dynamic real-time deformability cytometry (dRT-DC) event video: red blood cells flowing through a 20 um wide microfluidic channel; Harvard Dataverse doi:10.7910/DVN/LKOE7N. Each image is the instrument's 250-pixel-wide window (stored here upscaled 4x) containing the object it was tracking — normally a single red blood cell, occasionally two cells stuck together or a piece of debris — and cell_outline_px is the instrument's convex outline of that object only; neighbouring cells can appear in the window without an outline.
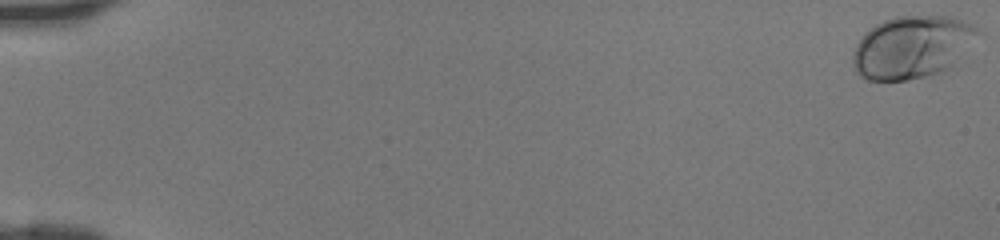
{"species": "human", "species_latin": "Homo sapiens", "temperature_condition": "room temperature", "stored_images_in_passage": 12, "camera_frame_rate_fps": 3000, "um_per_image_px": 0.085, "donor": {"sex": "female"}, "frame": {"image": 1, "passage_image": 1, "time_ms": 0.0, "image_size_px": [1000, 240], "cell_outline_px": [[984, 32], [952, 68], [944, 72], [928, 76], [908, 80], [868, 80], [860, 76], [856, 72], [852, 64], [852, 52], [856, 44], [864, 32], [876, 24], [884, 20], [896, 16], [952, 16], [972, 24], [980, 28]], "centroid_in_image_um": [77.58, 4.0], "position_along_channel_um": 7.4, "area_um2": 46.59}}